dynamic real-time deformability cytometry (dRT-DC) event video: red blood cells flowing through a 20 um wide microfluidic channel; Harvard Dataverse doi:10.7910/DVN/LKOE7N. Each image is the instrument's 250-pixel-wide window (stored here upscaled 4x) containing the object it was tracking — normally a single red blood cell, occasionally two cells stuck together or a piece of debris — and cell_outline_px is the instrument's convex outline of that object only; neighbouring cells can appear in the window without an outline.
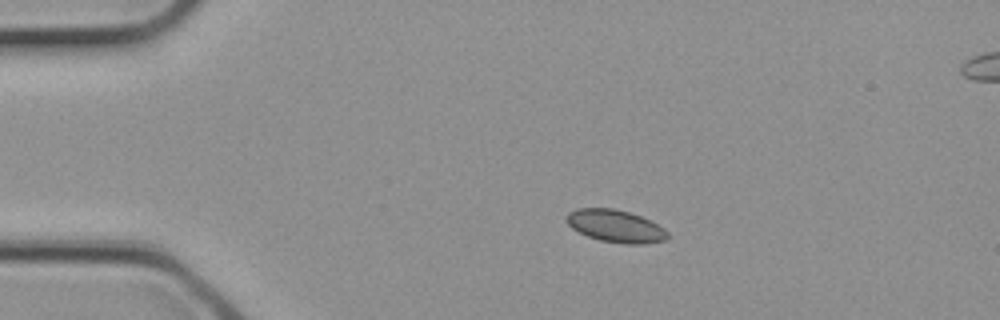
{"species": "common noctule bat (a hibernating species)", "species_latin": "Nyctalus noctula", "temperature_condition": "cold", "stored_images_in_passage": 32, "segment_of_instrument_passage": [1, 2], "camera_frame_rate_fps": 3000, "um_per_image_px": 0.085, "animal": {"sex": "female", "body_mass_g": 21.9}, "frame": {"image": 1, "passage_image": 6, "time_ms": 1.667, "image_size_px": [1000, 320], "cell_outline_px": [[668, 240], [644, 244], [624, 244], [600, 240], [588, 236], [572, 228], [568, 224], [564, 216], [568, 212], [576, 208], [612, 208], [628, 212], [640, 216], [664, 228], [668, 232]], "centroid_in_image_um": [52.31, 19.22], "position_along_channel_um": 32.7, "area_um2": 19.13}}
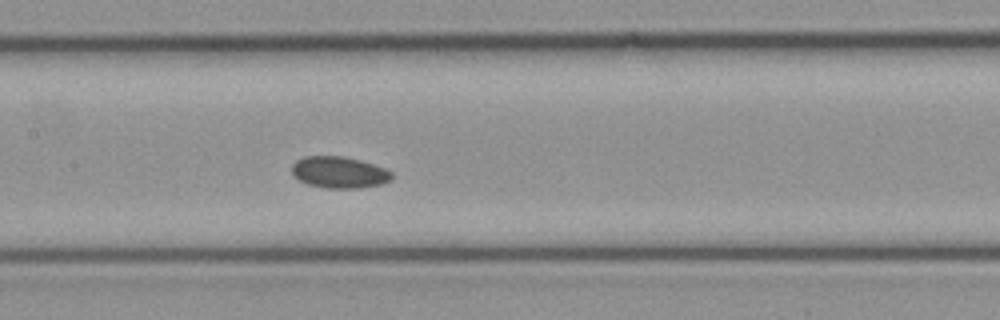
{"frame": {"image": 2, "passage_image": 15, "time_ms": 4.667, "image_size_px": [1000, 320], "cell_outline_px": [[392, 180], [384, 184], [360, 188], [328, 188], [308, 184], [292, 176], [292, 164], [296, 160], [304, 156], [344, 156], [360, 160], [384, 168], [392, 172]], "centroid_in_image_um": [28.83, 14.65], "position_along_channel_um": 178.6, "area_um2": 18.5}}
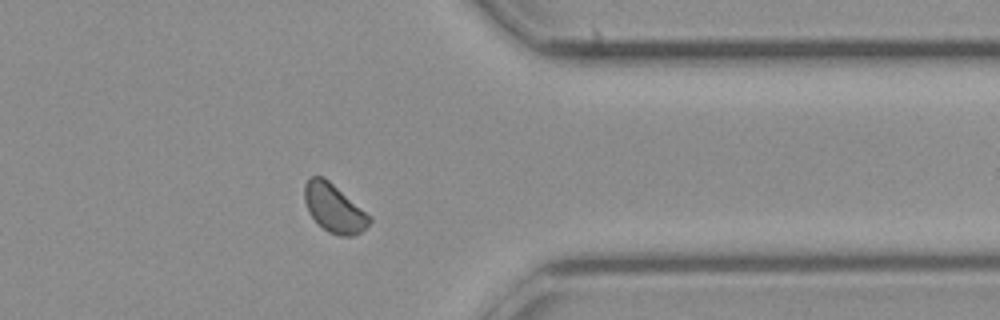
{"frame": {"image": 3, "passage_image": 25, "time_ms": 8.0, "image_size_px": [1000, 320], "cell_outline_px": [[372, 220], [356, 236], [340, 236], [328, 232], [308, 212], [304, 200], [304, 184], [308, 176], [324, 176], [372, 216]], "centroid_in_image_um": [28.39, 17.67], "position_along_channel_um": 383.0, "area_um2": 18.44}}